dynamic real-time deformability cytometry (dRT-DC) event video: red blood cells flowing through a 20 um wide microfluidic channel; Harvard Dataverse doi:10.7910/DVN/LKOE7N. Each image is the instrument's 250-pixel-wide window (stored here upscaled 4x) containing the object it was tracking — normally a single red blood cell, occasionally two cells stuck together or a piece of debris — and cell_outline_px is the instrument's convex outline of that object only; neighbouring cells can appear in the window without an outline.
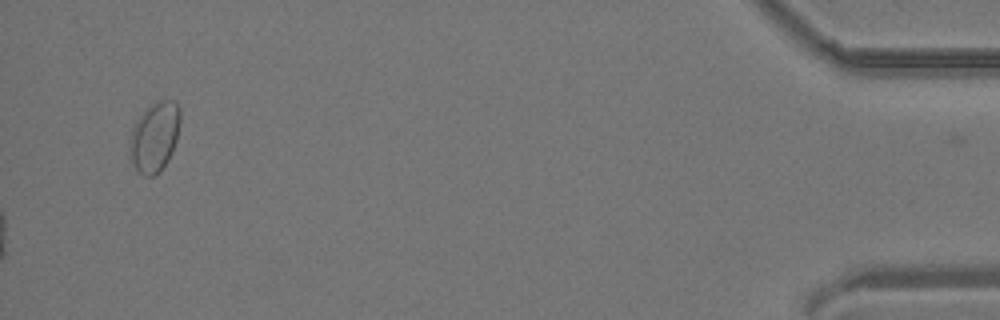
{"species": "common noctule bat (a hibernating species)", "species_latin": "Nyctalus noctula", "temperature_condition": "room temperature", "stored_images_in_passage": 41, "camera_frame_rate_fps": 3000, "um_per_image_px": 0.085, "animal": {"sex": "male", "body_mass_g": 19.2, "forearm_length_mm": 51.8}, "frame": {"image": 1, "passage_image": 41, "time_ms": 13.333, "image_size_px": [1000, 320], "cell_outline_px": [[180, 120], [176, 140], [172, 152], [164, 168], [160, 172], [152, 176], [144, 176], [132, 164], [128, 156], [128, 144], [132, 128], [136, 120], [152, 104], [160, 100], [176, 100], [180, 108]], "centroid_in_image_um": [13.12, 11.66], "position_along_channel_um": 422.1, "area_um2": 20.81}}